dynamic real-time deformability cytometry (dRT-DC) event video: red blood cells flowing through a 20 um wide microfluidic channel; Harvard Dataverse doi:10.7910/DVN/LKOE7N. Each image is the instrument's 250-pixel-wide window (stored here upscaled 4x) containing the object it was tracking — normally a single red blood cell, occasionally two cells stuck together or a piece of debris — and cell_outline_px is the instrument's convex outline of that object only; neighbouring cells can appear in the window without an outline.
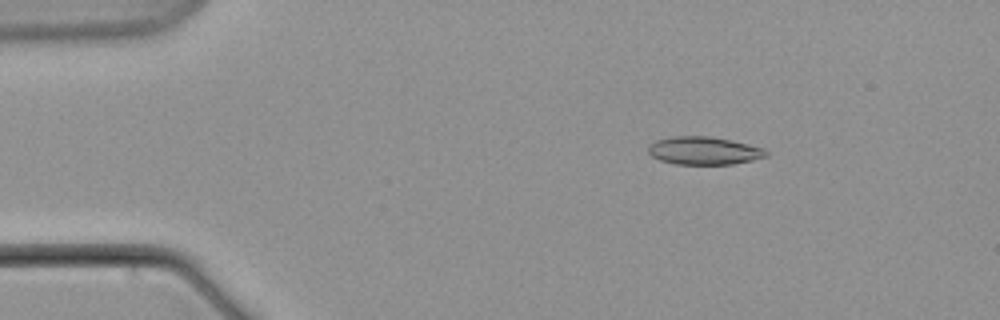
{"species": "common noctule bat (a hibernating species)", "species_latin": "Nyctalus noctula", "temperature_condition": "warm", "stored_images_in_passage": 12, "camera_frame_rate_fps": 3000, "um_per_image_px": 0.085, "animal": {"sex": "male", "body_mass_g": 21.5, "forearm_length_mm": 52.0}, "frame": {"image": 1, "passage_image": 3, "time_ms": 2.333, "image_size_px": [1000, 320], "cell_outline_px": [[768, 156], [752, 160], [732, 164], [676, 164], [660, 160], [652, 156], [648, 152], [648, 148], [656, 140], [672, 136], [712, 136], [732, 140], [764, 148], [768, 152]], "centroid_in_image_um": [59.86, 12.8], "position_along_channel_um": 25.1, "area_um2": 19.19}}
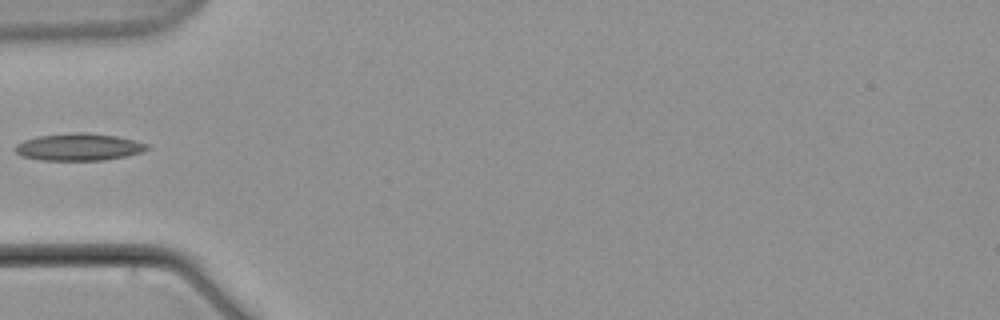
{"frame": {"image": 2, "passage_image": 6, "time_ms": 6.667, "image_size_px": [1000, 320], "cell_outline_px": [[148, 148], [140, 152], [124, 156], [104, 160], [40, 160], [20, 156], [12, 148], [16, 144], [24, 140], [36, 136], [68, 132], [88, 132], [116, 136], [148, 144]], "centroid_in_image_um": [6.61, 12.48], "position_along_channel_um": 78.4, "area_um2": 20.98}}
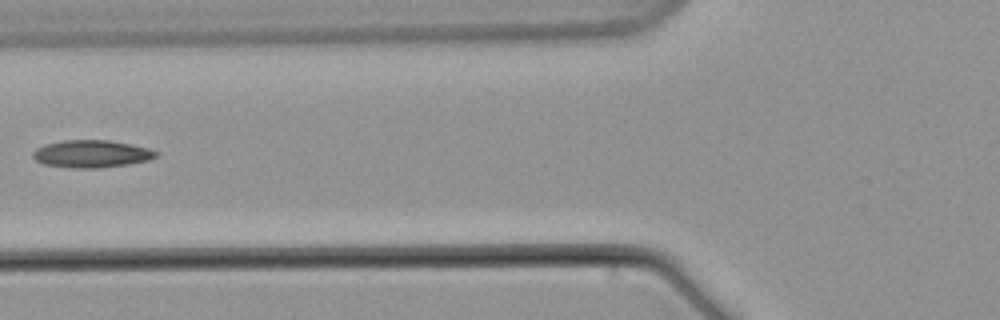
{"frame": {"image": 3, "passage_image": 7, "time_ms": 8.0, "image_size_px": [1000, 320], "cell_outline_px": [[160, 152], [156, 156], [148, 160], [128, 164], [96, 168], [72, 168], [44, 164], [36, 160], [32, 156], [32, 152], [36, 148], [44, 144], [64, 140], [108, 140], [148, 148]], "centroid_in_image_um": [7.75, 13.07], "position_along_channel_um": 118.1, "area_um2": 19.59}}